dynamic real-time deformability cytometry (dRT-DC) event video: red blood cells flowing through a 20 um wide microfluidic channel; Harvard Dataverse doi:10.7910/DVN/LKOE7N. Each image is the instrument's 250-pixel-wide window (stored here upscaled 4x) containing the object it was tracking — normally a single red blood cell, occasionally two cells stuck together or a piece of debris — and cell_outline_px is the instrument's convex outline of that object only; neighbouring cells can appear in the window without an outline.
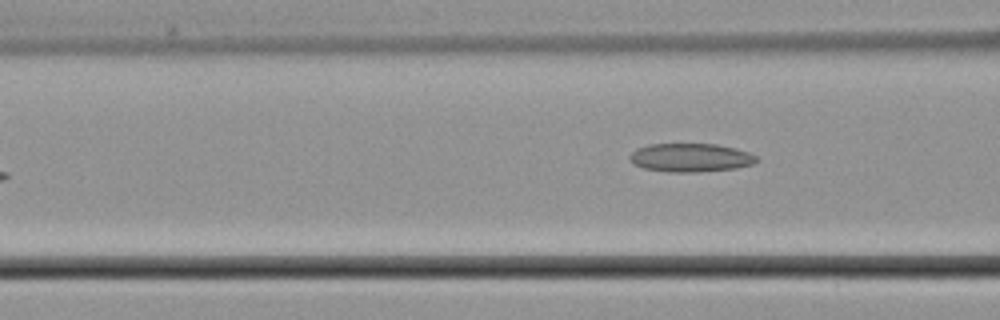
{"species": "common noctule bat (a hibernating species)", "species_latin": "Nyctalus noctula", "temperature_condition": "cold", "stored_images_in_passage": 7, "camera_frame_rate_fps": 3000, "um_per_image_px": 0.085, "animal": {"sex": "male", "body_mass_g": 21.5, "forearm_length_mm": 52.0}, "frame": {"image": 1, "passage_image": 7, "time_ms": 7.667, "image_size_px": [1000, 320], "cell_outline_px": [[760, 160], [752, 164], [736, 168], [700, 172], [668, 172], [644, 168], [636, 164], [628, 156], [636, 148], [648, 144], [716, 144], [736, 148], [748, 152], [756, 156]], "centroid_in_image_um": [58.72, 13.39], "position_along_channel_um": 107.9, "area_um2": 21.1}}